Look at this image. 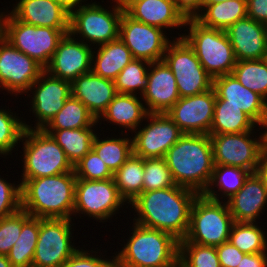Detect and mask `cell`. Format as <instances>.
Listing matches in <instances>:
<instances>
[{
	"instance_id": "cell-1",
	"label": "cell",
	"mask_w": 267,
	"mask_h": 267,
	"mask_svg": "<svg viewBox=\"0 0 267 267\" xmlns=\"http://www.w3.org/2000/svg\"><path fill=\"white\" fill-rule=\"evenodd\" d=\"M197 195L194 190L178 185L142 192L129 204L136 213L133 222L168 232L180 241L189 230L190 211Z\"/></svg>"
},
{
	"instance_id": "cell-2",
	"label": "cell",
	"mask_w": 267,
	"mask_h": 267,
	"mask_svg": "<svg viewBox=\"0 0 267 267\" xmlns=\"http://www.w3.org/2000/svg\"><path fill=\"white\" fill-rule=\"evenodd\" d=\"M176 185L203 194L214 168L209 135L184 133L164 156Z\"/></svg>"
},
{
	"instance_id": "cell-3",
	"label": "cell",
	"mask_w": 267,
	"mask_h": 267,
	"mask_svg": "<svg viewBox=\"0 0 267 267\" xmlns=\"http://www.w3.org/2000/svg\"><path fill=\"white\" fill-rule=\"evenodd\" d=\"M76 174L20 180L21 209L32 217L73 219Z\"/></svg>"
},
{
	"instance_id": "cell-4",
	"label": "cell",
	"mask_w": 267,
	"mask_h": 267,
	"mask_svg": "<svg viewBox=\"0 0 267 267\" xmlns=\"http://www.w3.org/2000/svg\"><path fill=\"white\" fill-rule=\"evenodd\" d=\"M124 247L116 251L114 261L130 267H178L179 240L172 234L132 224Z\"/></svg>"
},
{
	"instance_id": "cell-5",
	"label": "cell",
	"mask_w": 267,
	"mask_h": 267,
	"mask_svg": "<svg viewBox=\"0 0 267 267\" xmlns=\"http://www.w3.org/2000/svg\"><path fill=\"white\" fill-rule=\"evenodd\" d=\"M183 38L194 50L201 65L212 77L231 74L236 65L233 47L225 30L208 28L195 19H186Z\"/></svg>"
},
{
	"instance_id": "cell-6",
	"label": "cell",
	"mask_w": 267,
	"mask_h": 267,
	"mask_svg": "<svg viewBox=\"0 0 267 267\" xmlns=\"http://www.w3.org/2000/svg\"><path fill=\"white\" fill-rule=\"evenodd\" d=\"M21 140L23 173L20 180L55 176L74 170L61 146L43 129L25 128Z\"/></svg>"
},
{
	"instance_id": "cell-7",
	"label": "cell",
	"mask_w": 267,
	"mask_h": 267,
	"mask_svg": "<svg viewBox=\"0 0 267 267\" xmlns=\"http://www.w3.org/2000/svg\"><path fill=\"white\" fill-rule=\"evenodd\" d=\"M111 7L92 1L70 13L69 33L89 46H100L119 38L120 22L124 9L117 0ZM111 8V9H109ZM109 9V10H108Z\"/></svg>"
},
{
	"instance_id": "cell-8",
	"label": "cell",
	"mask_w": 267,
	"mask_h": 267,
	"mask_svg": "<svg viewBox=\"0 0 267 267\" xmlns=\"http://www.w3.org/2000/svg\"><path fill=\"white\" fill-rule=\"evenodd\" d=\"M5 11L2 12V37L45 69L69 29L30 25L17 20L8 8Z\"/></svg>"
},
{
	"instance_id": "cell-9",
	"label": "cell",
	"mask_w": 267,
	"mask_h": 267,
	"mask_svg": "<svg viewBox=\"0 0 267 267\" xmlns=\"http://www.w3.org/2000/svg\"><path fill=\"white\" fill-rule=\"evenodd\" d=\"M234 219L227 203L198 194L190 211L187 235L179 242H191L204 246H219L229 240Z\"/></svg>"
},
{
	"instance_id": "cell-10",
	"label": "cell",
	"mask_w": 267,
	"mask_h": 267,
	"mask_svg": "<svg viewBox=\"0 0 267 267\" xmlns=\"http://www.w3.org/2000/svg\"><path fill=\"white\" fill-rule=\"evenodd\" d=\"M242 133L209 134L214 165L240 167L257 172L266 153V131ZM264 132V133H263ZM254 135V136H253Z\"/></svg>"
},
{
	"instance_id": "cell-11",
	"label": "cell",
	"mask_w": 267,
	"mask_h": 267,
	"mask_svg": "<svg viewBox=\"0 0 267 267\" xmlns=\"http://www.w3.org/2000/svg\"><path fill=\"white\" fill-rule=\"evenodd\" d=\"M127 205L121 197L114 179L86 180L77 178L73 216L86 215L99 223L119 214V210Z\"/></svg>"
},
{
	"instance_id": "cell-12",
	"label": "cell",
	"mask_w": 267,
	"mask_h": 267,
	"mask_svg": "<svg viewBox=\"0 0 267 267\" xmlns=\"http://www.w3.org/2000/svg\"><path fill=\"white\" fill-rule=\"evenodd\" d=\"M74 224L72 219L39 218L32 267H61L80 248L74 244Z\"/></svg>"
},
{
	"instance_id": "cell-13",
	"label": "cell",
	"mask_w": 267,
	"mask_h": 267,
	"mask_svg": "<svg viewBox=\"0 0 267 267\" xmlns=\"http://www.w3.org/2000/svg\"><path fill=\"white\" fill-rule=\"evenodd\" d=\"M163 60L175 76L180 97L197 95L212 88L213 78L183 38L173 37Z\"/></svg>"
},
{
	"instance_id": "cell-14",
	"label": "cell",
	"mask_w": 267,
	"mask_h": 267,
	"mask_svg": "<svg viewBox=\"0 0 267 267\" xmlns=\"http://www.w3.org/2000/svg\"><path fill=\"white\" fill-rule=\"evenodd\" d=\"M25 95L29 98L32 96L29 111H32L36 122L33 126L23 120L24 127L44 129L72 95L71 82L53 77L44 70Z\"/></svg>"
},
{
	"instance_id": "cell-15",
	"label": "cell",
	"mask_w": 267,
	"mask_h": 267,
	"mask_svg": "<svg viewBox=\"0 0 267 267\" xmlns=\"http://www.w3.org/2000/svg\"><path fill=\"white\" fill-rule=\"evenodd\" d=\"M145 120L131 135L133 154L143 159L164 158L184 133L167 113H149Z\"/></svg>"
},
{
	"instance_id": "cell-16",
	"label": "cell",
	"mask_w": 267,
	"mask_h": 267,
	"mask_svg": "<svg viewBox=\"0 0 267 267\" xmlns=\"http://www.w3.org/2000/svg\"><path fill=\"white\" fill-rule=\"evenodd\" d=\"M44 68L34 59L0 38V88L11 96L24 95Z\"/></svg>"
},
{
	"instance_id": "cell-17",
	"label": "cell",
	"mask_w": 267,
	"mask_h": 267,
	"mask_svg": "<svg viewBox=\"0 0 267 267\" xmlns=\"http://www.w3.org/2000/svg\"><path fill=\"white\" fill-rule=\"evenodd\" d=\"M166 32L159 27L136 21L125 12L122 14L119 38L129 48L134 59L150 63L163 60L166 48L172 41Z\"/></svg>"
},
{
	"instance_id": "cell-18",
	"label": "cell",
	"mask_w": 267,
	"mask_h": 267,
	"mask_svg": "<svg viewBox=\"0 0 267 267\" xmlns=\"http://www.w3.org/2000/svg\"><path fill=\"white\" fill-rule=\"evenodd\" d=\"M215 101L216 93L212 87L197 95L180 97L166 113L183 133L209 135Z\"/></svg>"
},
{
	"instance_id": "cell-19",
	"label": "cell",
	"mask_w": 267,
	"mask_h": 267,
	"mask_svg": "<svg viewBox=\"0 0 267 267\" xmlns=\"http://www.w3.org/2000/svg\"><path fill=\"white\" fill-rule=\"evenodd\" d=\"M93 48L67 33L44 70L53 77L72 83L80 75L91 71Z\"/></svg>"
},
{
	"instance_id": "cell-20",
	"label": "cell",
	"mask_w": 267,
	"mask_h": 267,
	"mask_svg": "<svg viewBox=\"0 0 267 267\" xmlns=\"http://www.w3.org/2000/svg\"><path fill=\"white\" fill-rule=\"evenodd\" d=\"M216 99L234 105L249 115L259 126L267 125V101L258 93L244 87L231 73L213 78Z\"/></svg>"
},
{
	"instance_id": "cell-21",
	"label": "cell",
	"mask_w": 267,
	"mask_h": 267,
	"mask_svg": "<svg viewBox=\"0 0 267 267\" xmlns=\"http://www.w3.org/2000/svg\"><path fill=\"white\" fill-rule=\"evenodd\" d=\"M141 97L148 113H166L179 100L175 76L164 60L150 63Z\"/></svg>"
},
{
	"instance_id": "cell-22",
	"label": "cell",
	"mask_w": 267,
	"mask_h": 267,
	"mask_svg": "<svg viewBox=\"0 0 267 267\" xmlns=\"http://www.w3.org/2000/svg\"><path fill=\"white\" fill-rule=\"evenodd\" d=\"M237 61L267 58V25L248 16L225 30Z\"/></svg>"
},
{
	"instance_id": "cell-23",
	"label": "cell",
	"mask_w": 267,
	"mask_h": 267,
	"mask_svg": "<svg viewBox=\"0 0 267 267\" xmlns=\"http://www.w3.org/2000/svg\"><path fill=\"white\" fill-rule=\"evenodd\" d=\"M225 202L234 222L262 223L257 220L267 207V188L260 174L250 173L243 187Z\"/></svg>"
},
{
	"instance_id": "cell-24",
	"label": "cell",
	"mask_w": 267,
	"mask_h": 267,
	"mask_svg": "<svg viewBox=\"0 0 267 267\" xmlns=\"http://www.w3.org/2000/svg\"><path fill=\"white\" fill-rule=\"evenodd\" d=\"M10 13L34 26L69 29L70 13L56 0H18Z\"/></svg>"
},
{
	"instance_id": "cell-25",
	"label": "cell",
	"mask_w": 267,
	"mask_h": 267,
	"mask_svg": "<svg viewBox=\"0 0 267 267\" xmlns=\"http://www.w3.org/2000/svg\"><path fill=\"white\" fill-rule=\"evenodd\" d=\"M72 96L80 100L96 120L117 94L114 81L92 71L80 75L71 83Z\"/></svg>"
},
{
	"instance_id": "cell-26",
	"label": "cell",
	"mask_w": 267,
	"mask_h": 267,
	"mask_svg": "<svg viewBox=\"0 0 267 267\" xmlns=\"http://www.w3.org/2000/svg\"><path fill=\"white\" fill-rule=\"evenodd\" d=\"M124 12L136 21L165 31L185 27L186 19L177 10L174 0H140L133 2Z\"/></svg>"
},
{
	"instance_id": "cell-27",
	"label": "cell",
	"mask_w": 267,
	"mask_h": 267,
	"mask_svg": "<svg viewBox=\"0 0 267 267\" xmlns=\"http://www.w3.org/2000/svg\"><path fill=\"white\" fill-rule=\"evenodd\" d=\"M140 99H142L141 96L117 93L106 110L97 119V123H100L101 126L102 120L103 122L107 121V123L122 128L121 133L126 134L128 133L126 130H128L129 133L133 134L140 125H144L142 123L149 114L142 102L143 100Z\"/></svg>"
},
{
	"instance_id": "cell-28",
	"label": "cell",
	"mask_w": 267,
	"mask_h": 267,
	"mask_svg": "<svg viewBox=\"0 0 267 267\" xmlns=\"http://www.w3.org/2000/svg\"><path fill=\"white\" fill-rule=\"evenodd\" d=\"M93 49L91 71L112 81L134 59L131 51L120 38L97 47L94 46Z\"/></svg>"
},
{
	"instance_id": "cell-29",
	"label": "cell",
	"mask_w": 267,
	"mask_h": 267,
	"mask_svg": "<svg viewBox=\"0 0 267 267\" xmlns=\"http://www.w3.org/2000/svg\"><path fill=\"white\" fill-rule=\"evenodd\" d=\"M250 173L240 167L214 165L210 183L203 195L212 200L227 201L243 187Z\"/></svg>"
},
{
	"instance_id": "cell-30",
	"label": "cell",
	"mask_w": 267,
	"mask_h": 267,
	"mask_svg": "<svg viewBox=\"0 0 267 267\" xmlns=\"http://www.w3.org/2000/svg\"><path fill=\"white\" fill-rule=\"evenodd\" d=\"M97 125L96 121L88 128L44 131L51 135L57 144L61 146L67 159L74 167L92 149Z\"/></svg>"
},
{
	"instance_id": "cell-31",
	"label": "cell",
	"mask_w": 267,
	"mask_h": 267,
	"mask_svg": "<svg viewBox=\"0 0 267 267\" xmlns=\"http://www.w3.org/2000/svg\"><path fill=\"white\" fill-rule=\"evenodd\" d=\"M245 17H247V1L228 0L202 5V10L195 20L208 28L226 30Z\"/></svg>"
},
{
	"instance_id": "cell-32",
	"label": "cell",
	"mask_w": 267,
	"mask_h": 267,
	"mask_svg": "<svg viewBox=\"0 0 267 267\" xmlns=\"http://www.w3.org/2000/svg\"><path fill=\"white\" fill-rule=\"evenodd\" d=\"M259 128L258 124L244 111L234 105H225L222 99H216L214 117L209 134L242 133Z\"/></svg>"
},
{
	"instance_id": "cell-33",
	"label": "cell",
	"mask_w": 267,
	"mask_h": 267,
	"mask_svg": "<svg viewBox=\"0 0 267 267\" xmlns=\"http://www.w3.org/2000/svg\"><path fill=\"white\" fill-rule=\"evenodd\" d=\"M39 236V218L22 210V230L7 258L12 267H32Z\"/></svg>"
},
{
	"instance_id": "cell-34",
	"label": "cell",
	"mask_w": 267,
	"mask_h": 267,
	"mask_svg": "<svg viewBox=\"0 0 267 267\" xmlns=\"http://www.w3.org/2000/svg\"><path fill=\"white\" fill-rule=\"evenodd\" d=\"M119 133L122 135L114 137L100 138L101 134L95 135L92 143V150L102 159L108 166L110 171L114 174L132 155V138L126 133ZM124 136V137H123ZM100 138V139H99Z\"/></svg>"
},
{
	"instance_id": "cell-35",
	"label": "cell",
	"mask_w": 267,
	"mask_h": 267,
	"mask_svg": "<svg viewBox=\"0 0 267 267\" xmlns=\"http://www.w3.org/2000/svg\"><path fill=\"white\" fill-rule=\"evenodd\" d=\"M144 159L133 154L113 174V179L121 197L128 204L135 200L143 187Z\"/></svg>"
},
{
	"instance_id": "cell-36",
	"label": "cell",
	"mask_w": 267,
	"mask_h": 267,
	"mask_svg": "<svg viewBox=\"0 0 267 267\" xmlns=\"http://www.w3.org/2000/svg\"><path fill=\"white\" fill-rule=\"evenodd\" d=\"M96 118L87 107L72 95L65 101L63 108L43 130L80 129L91 127Z\"/></svg>"
},
{
	"instance_id": "cell-37",
	"label": "cell",
	"mask_w": 267,
	"mask_h": 267,
	"mask_svg": "<svg viewBox=\"0 0 267 267\" xmlns=\"http://www.w3.org/2000/svg\"><path fill=\"white\" fill-rule=\"evenodd\" d=\"M262 228L257 223L234 222L228 241L245 254L267 252V232Z\"/></svg>"
},
{
	"instance_id": "cell-38",
	"label": "cell",
	"mask_w": 267,
	"mask_h": 267,
	"mask_svg": "<svg viewBox=\"0 0 267 267\" xmlns=\"http://www.w3.org/2000/svg\"><path fill=\"white\" fill-rule=\"evenodd\" d=\"M232 74L244 87L267 101V58L237 61Z\"/></svg>"
},
{
	"instance_id": "cell-39",
	"label": "cell",
	"mask_w": 267,
	"mask_h": 267,
	"mask_svg": "<svg viewBox=\"0 0 267 267\" xmlns=\"http://www.w3.org/2000/svg\"><path fill=\"white\" fill-rule=\"evenodd\" d=\"M149 66L150 62L146 60L133 59L114 80L117 93L142 96L146 90Z\"/></svg>"
},
{
	"instance_id": "cell-40",
	"label": "cell",
	"mask_w": 267,
	"mask_h": 267,
	"mask_svg": "<svg viewBox=\"0 0 267 267\" xmlns=\"http://www.w3.org/2000/svg\"><path fill=\"white\" fill-rule=\"evenodd\" d=\"M4 108H0V157L7 158L12 155L15 147L18 151L20 147L18 143L21 145L20 141L25 127L23 117L20 118L19 113L16 115L14 111L11 112V109Z\"/></svg>"
},
{
	"instance_id": "cell-41",
	"label": "cell",
	"mask_w": 267,
	"mask_h": 267,
	"mask_svg": "<svg viewBox=\"0 0 267 267\" xmlns=\"http://www.w3.org/2000/svg\"><path fill=\"white\" fill-rule=\"evenodd\" d=\"M179 267H221L216 247L179 242Z\"/></svg>"
},
{
	"instance_id": "cell-42",
	"label": "cell",
	"mask_w": 267,
	"mask_h": 267,
	"mask_svg": "<svg viewBox=\"0 0 267 267\" xmlns=\"http://www.w3.org/2000/svg\"><path fill=\"white\" fill-rule=\"evenodd\" d=\"M175 185L164 158L144 159L142 192L165 189Z\"/></svg>"
},
{
	"instance_id": "cell-43",
	"label": "cell",
	"mask_w": 267,
	"mask_h": 267,
	"mask_svg": "<svg viewBox=\"0 0 267 267\" xmlns=\"http://www.w3.org/2000/svg\"><path fill=\"white\" fill-rule=\"evenodd\" d=\"M76 178L86 180H107L113 173L102 159L91 149L75 166Z\"/></svg>"
},
{
	"instance_id": "cell-44",
	"label": "cell",
	"mask_w": 267,
	"mask_h": 267,
	"mask_svg": "<svg viewBox=\"0 0 267 267\" xmlns=\"http://www.w3.org/2000/svg\"><path fill=\"white\" fill-rule=\"evenodd\" d=\"M22 230V209L0 219V255L7 256Z\"/></svg>"
},
{
	"instance_id": "cell-45",
	"label": "cell",
	"mask_w": 267,
	"mask_h": 267,
	"mask_svg": "<svg viewBox=\"0 0 267 267\" xmlns=\"http://www.w3.org/2000/svg\"><path fill=\"white\" fill-rule=\"evenodd\" d=\"M0 175V219L10 216L21 209V184L10 183ZM19 183V184H18Z\"/></svg>"
},
{
	"instance_id": "cell-46",
	"label": "cell",
	"mask_w": 267,
	"mask_h": 267,
	"mask_svg": "<svg viewBox=\"0 0 267 267\" xmlns=\"http://www.w3.org/2000/svg\"><path fill=\"white\" fill-rule=\"evenodd\" d=\"M96 249L90 251L84 250L83 247L79 248L61 267H112L114 255L110 256L113 259L105 258L102 252H99L101 250Z\"/></svg>"
},
{
	"instance_id": "cell-47",
	"label": "cell",
	"mask_w": 267,
	"mask_h": 267,
	"mask_svg": "<svg viewBox=\"0 0 267 267\" xmlns=\"http://www.w3.org/2000/svg\"><path fill=\"white\" fill-rule=\"evenodd\" d=\"M216 252L221 267H237L245 255L229 241L216 246Z\"/></svg>"
},
{
	"instance_id": "cell-48",
	"label": "cell",
	"mask_w": 267,
	"mask_h": 267,
	"mask_svg": "<svg viewBox=\"0 0 267 267\" xmlns=\"http://www.w3.org/2000/svg\"><path fill=\"white\" fill-rule=\"evenodd\" d=\"M247 16L267 25V0H247Z\"/></svg>"
},
{
	"instance_id": "cell-49",
	"label": "cell",
	"mask_w": 267,
	"mask_h": 267,
	"mask_svg": "<svg viewBox=\"0 0 267 267\" xmlns=\"http://www.w3.org/2000/svg\"><path fill=\"white\" fill-rule=\"evenodd\" d=\"M174 2L185 19H195L202 10V0H174Z\"/></svg>"
},
{
	"instance_id": "cell-50",
	"label": "cell",
	"mask_w": 267,
	"mask_h": 267,
	"mask_svg": "<svg viewBox=\"0 0 267 267\" xmlns=\"http://www.w3.org/2000/svg\"><path fill=\"white\" fill-rule=\"evenodd\" d=\"M237 267H267V252L245 254Z\"/></svg>"
},
{
	"instance_id": "cell-51",
	"label": "cell",
	"mask_w": 267,
	"mask_h": 267,
	"mask_svg": "<svg viewBox=\"0 0 267 267\" xmlns=\"http://www.w3.org/2000/svg\"><path fill=\"white\" fill-rule=\"evenodd\" d=\"M62 7L69 13L79 8L81 5L86 4L88 0H56Z\"/></svg>"
},
{
	"instance_id": "cell-52",
	"label": "cell",
	"mask_w": 267,
	"mask_h": 267,
	"mask_svg": "<svg viewBox=\"0 0 267 267\" xmlns=\"http://www.w3.org/2000/svg\"><path fill=\"white\" fill-rule=\"evenodd\" d=\"M257 172L262 177L265 183V187L267 188V151L265 153L261 166L258 168Z\"/></svg>"
},
{
	"instance_id": "cell-53",
	"label": "cell",
	"mask_w": 267,
	"mask_h": 267,
	"mask_svg": "<svg viewBox=\"0 0 267 267\" xmlns=\"http://www.w3.org/2000/svg\"><path fill=\"white\" fill-rule=\"evenodd\" d=\"M119 5L124 9V11L133 3L140 0H117Z\"/></svg>"
},
{
	"instance_id": "cell-54",
	"label": "cell",
	"mask_w": 267,
	"mask_h": 267,
	"mask_svg": "<svg viewBox=\"0 0 267 267\" xmlns=\"http://www.w3.org/2000/svg\"><path fill=\"white\" fill-rule=\"evenodd\" d=\"M0 267H12L11 262L7 256L0 255Z\"/></svg>"
},
{
	"instance_id": "cell-55",
	"label": "cell",
	"mask_w": 267,
	"mask_h": 267,
	"mask_svg": "<svg viewBox=\"0 0 267 267\" xmlns=\"http://www.w3.org/2000/svg\"><path fill=\"white\" fill-rule=\"evenodd\" d=\"M223 1H228V0H202V5L216 4ZM238 1H247V0H238Z\"/></svg>"
},
{
	"instance_id": "cell-56",
	"label": "cell",
	"mask_w": 267,
	"mask_h": 267,
	"mask_svg": "<svg viewBox=\"0 0 267 267\" xmlns=\"http://www.w3.org/2000/svg\"><path fill=\"white\" fill-rule=\"evenodd\" d=\"M2 37V10L0 11V38Z\"/></svg>"
},
{
	"instance_id": "cell-57",
	"label": "cell",
	"mask_w": 267,
	"mask_h": 267,
	"mask_svg": "<svg viewBox=\"0 0 267 267\" xmlns=\"http://www.w3.org/2000/svg\"><path fill=\"white\" fill-rule=\"evenodd\" d=\"M112 267H130V266H122V265H118V264L114 261Z\"/></svg>"
},
{
	"instance_id": "cell-58",
	"label": "cell",
	"mask_w": 267,
	"mask_h": 267,
	"mask_svg": "<svg viewBox=\"0 0 267 267\" xmlns=\"http://www.w3.org/2000/svg\"><path fill=\"white\" fill-rule=\"evenodd\" d=\"M265 131H266V149H267V125L265 127ZM267 151V150H266Z\"/></svg>"
}]
</instances>
